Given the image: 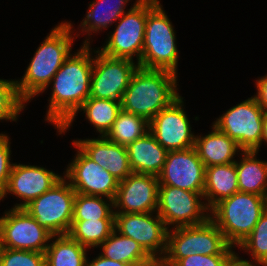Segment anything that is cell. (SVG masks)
<instances>
[{
	"label": "cell",
	"mask_w": 267,
	"mask_h": 266,
	"mask_svg": "<svg viewBox=\"0 0 267 266\" xmlns=\"http://www.w3.org/2000/svg\"><path fill=\"white\" fill-rule=\"evenodd\" d=\"M183 99L180 96L149 121V131L167 151L185 150L195 145L196 135L191 131Z\"/></svg>",
	"instance_id": "5bb4252c"
},
{
	"label": "cell",
	"mask_w": 267,
	"mask_h": 266,
	"mask_svg": "<svg viewBox=\"0 0 267 266\" xmlns=\"http://www.w3.org/2000/svg\"><path fill=\"white\" fill-rule=\"evenodd\" d=\"M98 248L102 249V256L132 266H145L153 259L138 242L121 235L115 229Z\"/></svg>",
	"instance_id": "d4e9b609"
},
{
	"label": "cell",
	"mask_w": 267,
	"mask_h": 266,
	"mask_svg": "<svg viewBox=\"0 0 267 266\" xmlns=\"http://www.w3.org/2000/svg\"><path fill=\"white\" fill-rule=\"evenodd\" d=\"M257 154L258 151H242L235 161L238 188L240 192L267 197V161L260 160Z\"/></svg>",
	"instance_id": "cb8c5ba5"
},
{
	"label": "cell",
	"mask_w": 267,
	"mask_h": 266,
	"mask_svg": "<svg viewBox=\"0 0 267 266\" xmlns=\"http://www.w3.org/2000/svg\"><path fill=\"white\" fill-rule=\"evenodd\" d=\"M114 230V219L72 220L67 235L88 249L97 248Z\"/></svg>",
	"instance_id": "4316f807"
},
{
	"label": "cell",
	"mask_w": 267,
	"mask_h": 266,
	"mask_svg": "<svg viewBox=\"0 0 267 266\" xmlns=\"http://www.w3.org/2000/svg\"><path fill=\"white\" fill-rule=\"evenodd\" d=\"M159 0H136L116 22L113 32L107 34L104 46L97 48L102 54L112 58H128L140 62L147 14Z\"/></svg>",
	"instance_id": "8992f818"
},
{
	"label": "cell",
	"mask_w": 267,
	"mask_h": 266,
	"mask_svg": "<svg viewBox=\"0 0 267 266\" xmlns=\"http://www.w3.org/2000/svg\"><path fill=\"white\" fill-rule=\"evenodd\" d=\"M265 111L255 98L242 101L216 118L213 125L234 140L242 151H260Z\"/></svg>",
	"instance_id": "ba28073f"
},
{
	"label": "cell",
	"mask_w": 267,
	"mask_h": 266,
	"mask_svg": "<svg viewBox=\"0 0 267 266\" xmlns=\"http://www.w3.org/2000/svg\"><path fill=\"white\" fill-rule=\"evenodd\" d=\"M238 249L245 251L251 260L236 255L243 261L267 266V209L261 215L252 232L237 246Z\"/></svg>",
	"instance_id": "1f68e13d"
},
{
	"label": "cell",
	"mask_w": 267,
	"mask_h": 266,
	"mask_svg": "<svg viewBox=\"0 0 267 266\" xmlns=\"http://www.w3.org/2000/svg\"><path fill=\"white\" fill-rule=\"evenodd\" d=\"M178 74L138 66L131 77L122 100V110L145 118L148 122L181 95Z\"/></svg>",
	"instance_id": "3957f363"
},
{
	"label": "cell",
	"mask_w": 267,
	"mask_h": 266,
	"mask_svg": "<svg viewBox=\"0 0 267 266\" xmlns=\"http://www.w3.org/2000/svg\"><path fill=\"white\" fill-rule=\"evenodd\" d=\"M86 266H132V265L108 259L99 253L95 258H93L90 261L89 258H87Z\"/></svg>",
	"instance_id": "74e56055"
},
{
	"label": "cell",
	"mask_w": 267,
	"mask_h": 266,
	"mask_svg": "<svg viewBox=\"0 0 267 266\" xmlns=\"http://www.w3.org/2000/svg\"><path fill=\"white\" fill-rule=\"evenodd\" d=\"M72 24L67 20L53 27L36 49L22 78L14 80L17 94L26 105L48 89L53 76L71 54L74 41L80 36L78 32L74 34Z\"/></svg>",
	"instance_id": "7a4b0ae2"
},
{
	"label": "cell",
	"mask_w": 267,
	"mask_h": 266,
	"mask_svg": "<svg viewBox=\"0 0 267 266\" xmlns=\"http://www.w3.org/2000/svg\"><path fill=\"white\" fill-rule=\"evenodd\" d=\"M26 106L17 94L14 79H0V121L17 122Z\"/></svg>",
	"instance_id": "d6a6232c"
},
{
	"label": "cell",
	"mask_w": 267,
	"mask_h": 266,
	"mask_svg": "<svg viewBox=\"0 0 267 266\" xmlns=\"http://www.w3.org/2000/svg\"><path fill=\"white\" fill-rule=\"evenodd\" d=\"M77 149L74 159L68 163L63 176L69 181L76 193L103 196L114 200L119 180L107 169L89 158L73 141Z\"/></svg>",
	"instance_id": "7c38bea8"
},
{
	"label": "cell",
	"mask_w": 267,
	"mask_h": 266,
	"mask_svg": "<svg viewBox=\"0 0 267 266\" xmlns=\"http://www.w3.org/2000/svg\"><path fill=\"white\" fill-rule=\"evenodd\" d=\"M75 195L76 192L63 176L23 209L53 236L67 235L72 224Z\"/></svg>",
	"instance_id": "52a82bcc"
},
{
	"label": "cell",
	"mask_w": 267,
	"mask_h": 266,
	"mask_svg": "<svg viewBox=\"0 0 267 266\" xmlns=\"http://www.w3.org/2000/svg\"><path fill=\"white\" fill-rule=\"evenodd\" d=\"M195 225L168 230L167 249L163 259L175 265L180 259L195 255Z\"/></svg>",
	"instance_id": "4dcf8cb0"
},
{
	"label": "cell",
	"mask_w": 267,
	"mask_h": 266,
	"mask_svg": "<svg viewBox=\"0 0 267 266\" xmlns=\"http://www.w3.org/2000/svg\"><path fill=\"white\" fill-rule=\"evenodd\" d=\"M159 185H167L191 192H203L205 166L194 147L168 151L158 175Z\"/></svg>",
	"instance_id": "9a60e30c"
},
{
	"label": "cell",
	"mask_w": 267,
	"mask_h": 266,
	"mask_svg": "<svg viewBox=\"0 0 267 266\" xmlns=\"http://www.w3.org/2000/svg\"><path fill=\"white\" fill-rule=\"evenodd\" d=\"M211 127L212 130L208 131V134L203 136L198 133L195 136L194 148L205 168L235 162V157L240 155L242 150L228 135L220 132L213 124Z\"/></svg>",
	"instance_id": "d6986e66"
},
{
	"label": "cell",
	"mask_w": 267,
	"mask_h": 266,
	"mask_svg": "<svg viewBox=\"0 0 267 266\" xmlns=\"http://www.w3.org/2000/svg\"><path fill=\"white\" fill-rule=\"evenodd\" d=\"M73 142L93 161L107 169L119 181L133 173L126 146L113 143L105 136L77 139Z\"/></svg>",
	"instance_id": "ac0fdd59"
},
{
	"label": "cell",
	"mask_w": 267,
	"mask_h": 266,
	"mask_svg": "<svg viewBox=\"0 0 267 266\" xmlns=\"http://www.w3.org/2000/svg\"><path fill=\"white\" fill-rule=\"evenodd\" d=\"M11 138L7 133H0V196L4 192L10 176L13 162H11Z\"/></svg>",
	"instance_id": "e575fe53"
},
{
	"label": "cell",
	"mask_w": 267,
	"mask_h": 266,
	"mask_svg": "<svg viewBox=\"0 0 267 266\" xmlns=\"http://www.w3.org/2000/svg\"><path fill=\"white\" fill-rule=\"evenodd\" d=\"M235 162L205 168L204 201L211 210L217 203L238 192Z\"/></svg>",
	"instance_id": "7402d4cb"
},
{
	"label": "cell",
	"mask_w": 267,
	"mask_h": 266,
	"mask_svg": "<svg viewBox=\"0 0 267 266\" xmlns=\"http://www.w3.org/2000/svg\"><path fill=\"white\" fill-rule=\"evenodd\" d=\"M138 66L135 60L108 57L95 49L89 97L121 101Z\"/></svg>",
	"instance_id": "30bf717a"
},
{
	"label": "cell",
	"mask_w": 267,
	"mask_h": 266,
	"mask_svg": "<svg viewBox=\"0 0 267 266\" xmlns=\"http://www.w3.org/2000/svg\"><path fill=\"white\" fill-rule=\"evenodd\" d=\"M87 252L88 248L68 235L52 236L45 251V266H86Z\"/></svg>",
	"instance_id": "484cf974"
},
{
	"label": "cell",
	"mask_w": 267,
	"mask_h": 266,
	"mask_svg": "<svg viewBox=\"0 0 267 266\" xmlns=\"http://www.w3.org/2000/svg\"><path fill=\"white\" fill-rule=\"evenodd\" d=\"M266 209L267 197L238 191L217 203L210 210V219L236 249L252 232Z\"/></svg>",
	"instance_id": "277c9868"
},
{
	"label": "cell",
	"mask_w": 267,
	"mask_h": 266,
	"mask_svg": "<svg viewBox=\"0 0 267 266\" xmlns=\"http://www.w3.org/2000/svg\"><path fill=\"white\" fill-rule=\"evenodd\" d=\"M62 177L63 175L45 167L14 163L6 188L0 196V202L8 197V194L14 195L19 198L20 203L14 204L13 208H24L48 191Z\"/></svg>",
	"instance_id": "2e32d148"
},
{
	"label": "cell",
	"mask_w": 267,
	"mask_h": 266,
	"mask_svg": "<svg viewBox=\"0 0 267 266\" xmlns=\"http://www.w3.org/2000/svg\"><path fill=\"white\" fill-rule=\"evenodd\" d=\"M0 217L1 247L45 253L53 236L25 209L11 208Z\"/></svg>",
	"instance_id": "8fae6325"
},
{
	"label": "cell",
	"mask_w": 267,
	"mask_h": 266,
	"mask_svg": "<svg viewBox=\"0 0 267 266\" xmlns=\"http://www.w3.org/2000/svg\"><path fill=\"white\" fill-rule=\"evenodd\" d=\"M133 173L158 176L166 161L168 151L148 131L126 146Z\"/></svg>",
	"instance_id": "ffe728a7"
},
{
	"label": "cell",
	"mask_w": 267,
	"mask_h": 266,
	"mask_svg": "<svg viewBox=\"0 0 267 266\" xmlns=\"http://www.w3.org/2000/svg\"><path fill=\"white\" fill-rule=\"evenodd\" d=\"M174 28L159 2L147 14L143 52L138 63L140 67L168 70L178 74L180 51L177 48Z\"/></svg>",
	"instance_id": "5b68a950"
},
{
	"label": "cell",
	"mask_w": 267,
	"mask_h": 266,
	"mask_svg": "<svg viewBox=\"0 0 267 266\" xmlns=\"http://www.w3.org/2000/svg\"><path fill=\"white\" fill-rule=\"evenodd\" d=\"M255 86L257 92L253 97L262 109L267 112V74L258 77L255 81Z\"/></svg>",
	"instance_id": "8d00e7d4"
},
{
	"label": "cell",
	"mask_w": 267,
	"mask_h": 266,
	"mask_svg": "<svg viewBox=\"0 0 267 266\" xmlns=\"http://www.w3.org/2000/svg\"><path fill=\"white\" fill-rule=\"evenodd\" d=\"M263 142L267 145V112H265L264 117H263L261 146Z\"/></svg>",
	"instance_id": "60d3db41"
},
{
	"label": "cell",
	"mask_w": 267,
	"mask_h": 266,
	"mask_svg": "<svg viewBox=\"0 0 267 266\" xmlns=\"http://www.w3.org/2000/svg\"><path fill=\"white\" fill-rule=\"evenodd\" d=\"M0 266H45V253L1 247Z\"/></svg>",
	"instance_id": "836d02e7"
},
{
	"label": "cell",
	"mask_w": 267,
	"mask_h": 266,
	"mask_svg": "<svg viewBox=\"0 0 267 266\" xmlns=\"http://www.w3.org/2000/svg\"><path fill=\"white\" fill-rule=\"evenodd\" d=\"M149 131V122L138 115L121 110L105 137L113 143L127 146Z\"/></svg>",
	"instance_id": "83f0119b"
},
{
	"label": "cell",
	"mask_w": 267,
	"mask_h": 266,
	"mask_svg": "<svg viewBox=\"0 0 267 266\" xmlns=\"http://www.w3.org/2000/svg\"><path fill=\"white\" fill-rule=\"evenodd\" d=\"M82 44L71 53L49 83L51 97L45 121L60 130L90 96L94 49Z\"/></svg>",
	"instance_id": "6da1fadb"
},
{
	"label": "cell",
	"mask_w": 267,
	"mask_h": 266,
	"mask_svg": "<svg viewBox=\"0 0 267 266\" xmlns=\"http://www.w3.org/2000/svg\"><path fill=\"white\" fill-rule=\"evenodd\" d=\"M227 266H258V264L249 263L241 260L237 255H235ZM260 266V265H259Z\"/></svg>",
	"instance_id": "f35d334b"
},
{
	"label": "cell",
	"mask_w": 267,
	"mask_h": 266,
	"mask_svg": "<svg viewBox=\"0 0 267 266\" xmlns=\"http://www.w3.org/2000/svg\"><path fill=\"white\" fill-rule=\"evenodd\" d=\"M156 212L168 230L198 225L210 218L203 192H191L167 185H159Z\"/></svg>",
	"instance_id": "9c48e42d"
},
{
	"label": "cell",
	"mask_w": 267,
	"mask_h": 266,
	"mask_svg": "<svg viewBox=\"0 0 267 266\" xmlns=\"http://www.w3.org/2000/svg\"><path fill=\"white\" fill-rule=\"evenodd\" d=\"M115 219L114 200L76 193L72 220Z\"/></svg>",
	"instance_id": "f546056e"
},
{
	"label": "cell",
	"mask_w": 267,
	"mask_h": 266,
	"mask_svg": "<svg viewBox=\"0 0 267 266\" xmlns=\"http://www.w3.org/2000/svg\"><path fill=\"white\" fill-rule=\"evenodd\" d=\"M121 110V101L88 97L78 112L60 130L56 131L58 133L57 135H65L66 131L72 126L78 113L83 111L85 113V119L99 133V136H105L111 129Z\"/></svg>",
	"instance_id": "603a6c76"
},
{
	"label": "cell",
	"mask_w": 267,
	"mask_h": 266,
	"mask_svg": "<svg viewBox=\"0 0 267 266\" xmlns=\"http://www.w3.org/2000/svg\"><path fill=\"white\" fill-rule=\"evenodd\" d=\"M236 254H195L180 259L174 266H227Z\"/></svg>",
	"instance_id": "d590c367"
},
{
	"label": "cell",
	"mask_w": 267,
	"mask_h": 266,
	"mask_svg": "<svg viewBox=\"0 0 267 266\" xmlns=\"http://www.w3.org/2000/svg\"><path fill=\"white\" fill-rule=\"evenodd\" d=\"M128 2L130 0H93L90 2L85 17L77 27L82 32L80 35H87L82 44L91 45L90 39L94 33H100L115 24L127 12L125 8Z\"/></svg>",
	"instance_id": "44dd1931"
},
{
	"label": "cell",
	"mask_w": 267,
	"mask_h": 266,
	"mask_svg": "<svg viewBox=\"0 0 267 266\" xmlns=\"http://www.w3.org/2000/svg\"><path fill=\"white\" fill-rule=\"evenodd\" d=\"M158 176L132 173L119 181L114 213H151L158 206Z\"/></svg>",
	"instance_id": "e0dca14e"
},
{
	"label": "cell",
	"mask_w": 267,
	"mask_h": 266,
	"mask_svg": "<svg viewBox=\"0 0 267 266\" xmlns=\"http://www.w3.org/2000/svg\"><path fill=\"white\" fill-rule=\"evenodd\" d=\"M145 266H174V265L167 263L163 258H155L152 259Z\"/></svg>",
	"instance_id": "ab89813d"
},
{
	"label": "cell",
	"mask_w": 267,
	"mask_h": 266,
	"mask_svg": "<svg viewBox=\"0 0 267 266\" xmlns=\"http://www.w3.org/2000/svg\"><path fill=\"white\" fill-rule=\"evenodd\" d=\"M114 229L138 242L153 259L164 257L168 229L157 212L115 213Z\"/></svg>",
	"instance_id": "4fadbf2b"
},
{
	"label": "cell",
	"mask_w": 267,
	"mask_h": 266,
	"mask_svg": "<svg viewBox=\"0 0 267 266\" xmlns=\"http://www.w3.org/2000/svg\"><path fill=\"white\" fill-rule=\"evenodd\" d=\"M195 245L197 254H236L235 247L227 242L210 218L204 223L195 225Z\"/></svg>",
	"instance_id": "f1b7e54d"
}]
</instances>
